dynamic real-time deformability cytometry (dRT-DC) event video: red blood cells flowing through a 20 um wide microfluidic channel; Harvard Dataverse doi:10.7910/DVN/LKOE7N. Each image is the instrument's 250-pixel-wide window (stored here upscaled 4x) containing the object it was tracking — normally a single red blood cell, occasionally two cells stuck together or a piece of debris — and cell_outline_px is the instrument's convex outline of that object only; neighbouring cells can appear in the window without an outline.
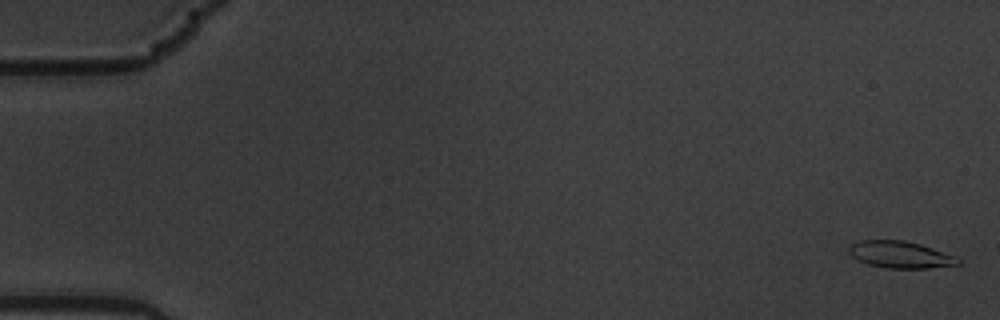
{"species": "common noctule bat (a hibernating species)", "species_latin": "Nyctalus noctula", "temperature_condition": "warm", "stored_images_in_passage": 58, "camera_frame_rate_fps": 3000, "um_per_image_px": 0.085, "animal": {"sex": "male", "body_mass_g": 19.5, "forearm_length_mm": 54.6}, "frame": {"image": 1, "passage_image": 2, "time_ms": 0.333, "image_size_px": [1000, 320], "cell_outline_px": [[960, 264], [928, 268], [884, 268], [868, 264], [852, 256], [848, 252], [848, 248], [852, 244], [860, 240], [904, 240], [920, 244], [956, 256], [960, 260]], "centroid_in_image_um": [76.52, 21.64], "position_along_channel_um": 8.5, "area_um2": 16.99}}
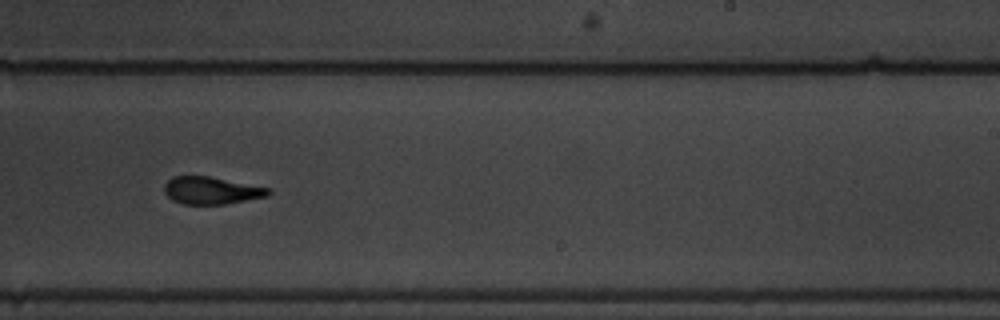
{"frame": {"image": 2, "passage_image": 37, "time_ms": 12.0, "image_size_px": [1000, 320], "cell_outline_px": [[272, 192], [268, 196], [224, 204], [180, 204], [172, 200], [164, 192], [164, 184], [172, 176], [208, 176], [268, 188]], "centroid_in_image_um": [17.92, 16.19], "position_along_channel_um": 271.1, "area_um2": 16.47}}
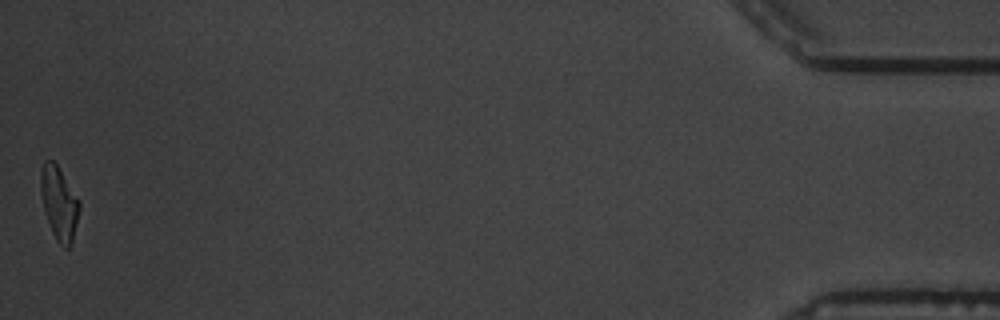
{"frame": {"image": 3, "passage_image": 58, "time_ms": 19.0, "image_size_px": [1000, 320], "cell_outline_px": [[80, 208], [72, 244], [68, 248], [64, 248], [56, 240], [52, 232], [44, 212], [40, 192], [40, 172], [44, 160], [52, 160], [56, 164], [80, 200]], "centroid_in_image_um": [5.02, 17.28], "position_along_channel_um": 430.2, "area_um2": 16.65}, "authors_computed_cell_mechanics": {"area_um2": 17.0799, "velocity_mm_per_s": 3.5753, "shape_relaxation_time_tau1_ms": 3.6295, "shape_relaxation_time_tau2_ms": 1.7766, "deformation_change_tau1": 0.1972, "deformation_change_tau2": 0.1081}}